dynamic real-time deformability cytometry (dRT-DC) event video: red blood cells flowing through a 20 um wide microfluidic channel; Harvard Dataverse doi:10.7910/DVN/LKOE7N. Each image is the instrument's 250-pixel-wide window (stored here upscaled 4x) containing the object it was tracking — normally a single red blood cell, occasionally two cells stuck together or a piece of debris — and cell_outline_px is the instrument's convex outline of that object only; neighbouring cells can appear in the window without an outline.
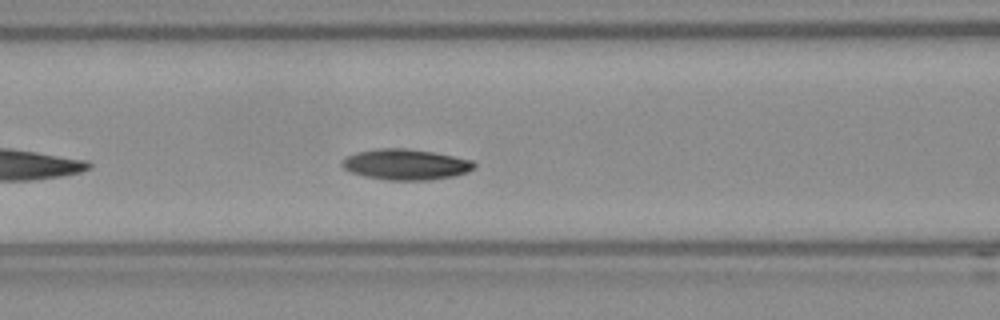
{"species": "Egyptian fruit bat (a non-hibernating species)", "species_latin": "Rousettus aegyptiacus", "temperature_condition": "room temperature", "stored_images_in_passage": 29, "camera_frame_rate_fps": 3000, "um_per_image_px": 0.085, "frame": {"image": 1, "passage_image": 9, "time_ms": 2.667, "image_size_px": [1000, 320], "cell_outline_px": [[476, 168], [468, 172], [456, 176], [428, 180], [388, 180], [364, 176], [352, 172], [344, 168], [340, 164], [348, 156], [356, 152], [376, 148], [404, 148], [432, 152], [472, 160], [476, 164]], "centroid_in_image_um": [34.52, 13.98], "position_along_channel_um": 132.1, "area_um2": 23.64}, "authors_computed_cell_mechanics": {"area_um2": 23.0622, "velocity_mm_per_s": 3.7244, "shape_relaxation_time_tau1_ms": 5.6468, "shape_relaxation_time_tau2_ms": null, "deformation_change_tau1": 0.133, "deformation_change_tau2": null}}